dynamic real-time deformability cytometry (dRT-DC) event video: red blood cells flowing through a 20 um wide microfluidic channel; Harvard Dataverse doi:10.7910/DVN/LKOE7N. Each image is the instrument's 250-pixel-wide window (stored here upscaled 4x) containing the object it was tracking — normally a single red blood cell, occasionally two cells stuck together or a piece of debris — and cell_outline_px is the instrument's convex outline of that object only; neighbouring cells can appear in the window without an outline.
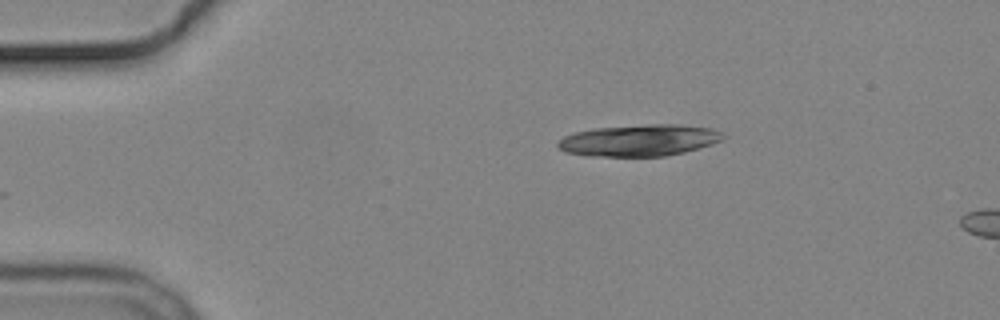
{"species": "common noctule bat (a hibernating species)", "species_latin": "Nyctalus noctula", "temperature_condition": "cold", "stored_images_in_passage": 2, "camera_frame_rate_fps": 3000, "um_per_image_px": 0.085, "animal": {"sex": "male", "body_mass_g": 19.2, "forearm_length_mm": 51.8}, "frame": {"image": 1, "passage_image": 1, "time_ms": 0.0, "image_size_px": [1000, 320], "cell_outline_px": [[728, 136], [724, 140], [712, 144], [684, 152], [664, 156], [588, 156], [564, 152], [556, 144], [564, 136], [576, 132], [596, 128], [648, 124], [680, 124], [712, 128]], "centroid_in_image_um": [54.38, 11.92], "position_along_channel_um": 30.6, "area_um2": 30.52}}